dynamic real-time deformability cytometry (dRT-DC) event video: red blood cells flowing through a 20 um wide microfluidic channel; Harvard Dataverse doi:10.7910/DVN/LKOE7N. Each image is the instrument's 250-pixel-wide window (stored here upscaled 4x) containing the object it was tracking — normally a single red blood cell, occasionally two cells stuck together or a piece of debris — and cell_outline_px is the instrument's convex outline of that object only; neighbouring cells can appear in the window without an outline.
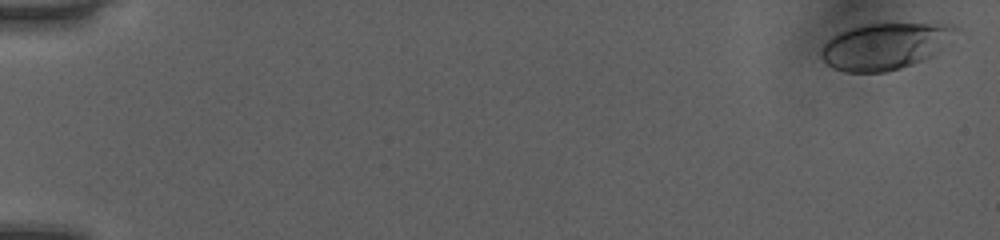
{"species": "human", "species_latin": "Homo sapiens", "temperature_condition": "room temperature", "stored_images_in_passage": 51, "camera_frame_rate_fps": 3000, "um_per_image_px": 0.085, "donor": {"sex": "female"}, "frame": {"image": 1, "passage_image": 1, "time_ms": 0.0, "image_size_px": [1000, 240], "cell_outline_px": [[960, 28], [928, 56], [912, 64], [900, 68], [884, 72], [844, 72], [832, 68], [820, 56], [820, 52], [824, 44], [832, 36], [848, 28], [860, 24], [956, 24]], "centroid_in_image_um": [75.12, 3.92], "position_along_channel_um": 9.9, "area_um2": 35.66}}
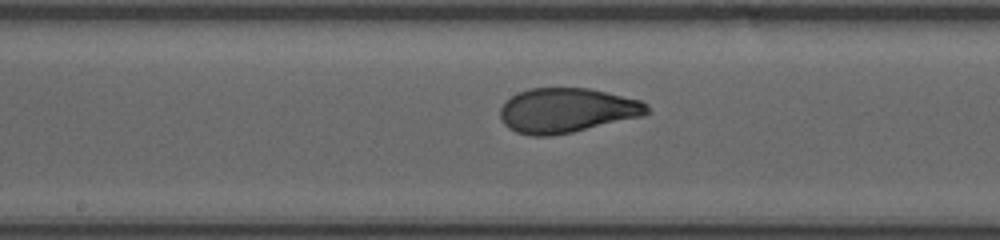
{"frame": {"image": 2, "passage_image": 28, "time_ms": 9.0, "image_size_px": [1000, 240], "cell_outline_px": [[652, 112], [644, 116], [572, 132], [552, 136], [532, 136], [516, 132], [508, 128], [504, 124], [500, 116], [500, 108], [512, 96], [528, 88], [588, 88], [608, 92], [640, 100], [648, 104]], "centroid_in_image_um": [48.22, 9.39], "position_along_channel_um": 200.0, "area_um2": 38.38}}
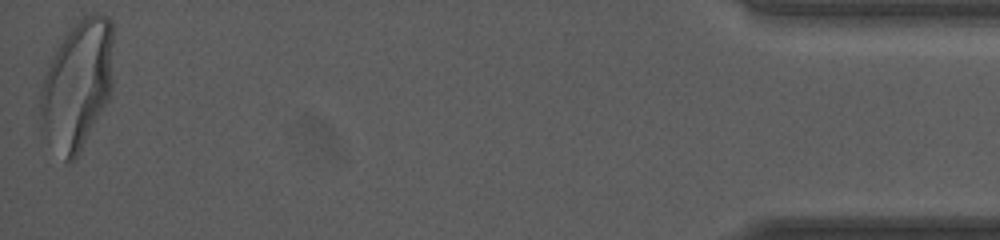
{"frame": {"image": 3, "passage_image": 51, "time_ms": 16.667, "image_size_px": [1000, 240], "cell_outline_px": [[112, 92], [80, 152], [68, 164], [48, 144], [40, 132], [40, 88], [44, 76], [52, 56], [60, 40], [80, 16], [92, 12], [100, 12], [108, 16], [112, 20]], "centroid_in_image_um": [6.55, 7.19], "position_along_channel_um": 428.7, "area_um2": 55.89}, "authors_computed_cell_mechanics": {"area_um2": 38.0902, "velocity_mm_per_s": 4.0606, "shape_relaxation_time_tau1_ms": 4.0766, "shape_relaxation_time_tau2_ms": null, "deformation_change_tau1": 0.1679, "deformation_change_tau2": null}}